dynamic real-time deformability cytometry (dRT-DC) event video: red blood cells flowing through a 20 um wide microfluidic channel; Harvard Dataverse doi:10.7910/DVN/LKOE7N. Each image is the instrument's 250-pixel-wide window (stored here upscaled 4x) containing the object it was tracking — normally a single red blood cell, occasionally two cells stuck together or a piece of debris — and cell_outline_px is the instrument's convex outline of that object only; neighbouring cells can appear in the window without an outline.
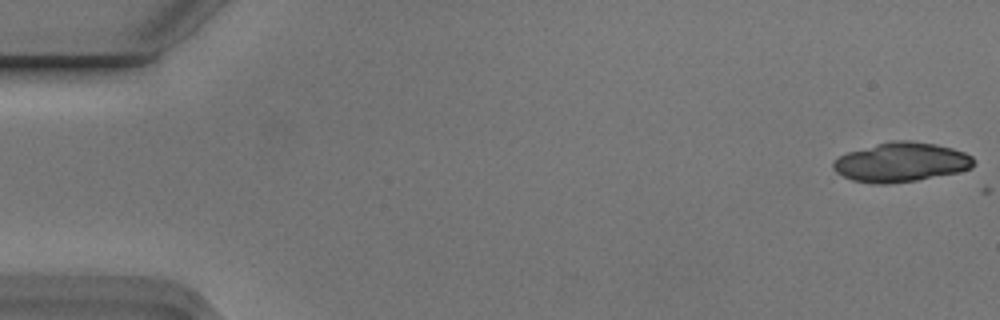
{"species": "Egyptian fruit bat (a non-hibernating species)", "species_latin": "Rousettus aegyptiacus", "temperature_condition": "cold", "stored_images_in_passage": 2, "camera_frame_rate_fps": 3000, "um_per_image_px": 0.085, "animal": {"sex": "male"}, "frame": {"image": 1, "passage_image": 1, "time_ms": 0.0, "image_size_px": [1000, 320], "cell_outline_px": [[976, 164], [972, 168], [960, 172], [916, 180], [888, 184], [872, 184], [852, 180], [836, 172], [832, 168], [832, 160], [848, 152], [876, 144], [892, 140], [912, 140], [936, 144], [952, 148], [964, 152], [972, 156], [976, 160]], "centroid_in_image_um": [76.61, 13.79], "position_along_channel_um": 8.4, "area_um2": 32.54}}